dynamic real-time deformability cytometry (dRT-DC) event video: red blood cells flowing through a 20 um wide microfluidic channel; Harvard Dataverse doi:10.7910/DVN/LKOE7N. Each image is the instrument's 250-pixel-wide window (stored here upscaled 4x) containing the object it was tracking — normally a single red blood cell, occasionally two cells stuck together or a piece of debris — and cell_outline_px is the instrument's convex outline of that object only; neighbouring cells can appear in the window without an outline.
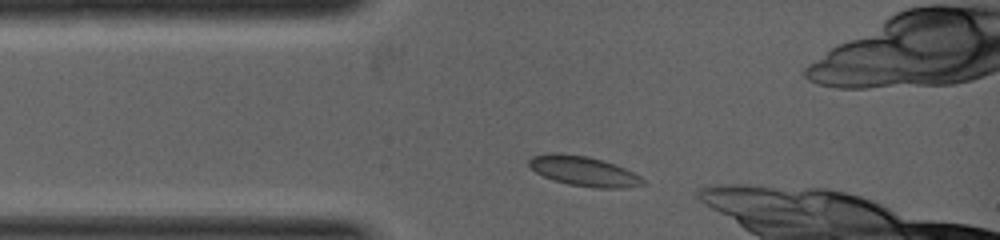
{"species": "common noctule bat (a hibernating species)", "species_latin": "Nyctalus noctula", "temperature_condition": "warm", "stored_images_in_passage": 4, "camera_frame_rate_fps": 5000, "um_per_image_px": 0.085, "animal": {"sex": "female", "body_mass_g": 19.0, "forearm_length_mm": 53.3}, "frame": {"image": 1, "passage_image": 1, "time_ms": 0.0, "image_size_px": [1000, 240], "cell_outline_px": [[648, 184], [624, 188], [596, 188], [568, 184], [552, 180], [536, 172], [528, 164], [528, 160], [532, 156], [552, 152], [560, 152], [588, 156], [604, 160], [616, 164], [640, 176]], "centroid_in_image_um": [49.62, 14.54], "position_along_channel_um": 35.4, "area_um2": 20.06}}
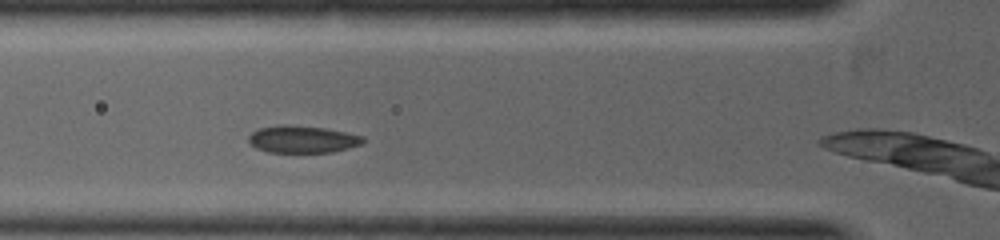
{"frame": {"image": 2, "passage_image": 4, "time_ms": 1.0, "image_size_px": [1000, 240], "cell_outline_px": [[364, 140], [360, 144], [348, 148], [332, 152], [268, 152], [256, 148], [248, 140], [248, 136], [252, 132], [260, 128], [280, 124], [324, 128], [364, 136]], "centroid_in_image_um": [25.68, 11.84], "position_along_channel_um": 100.1, "area_um2": 17.92}}